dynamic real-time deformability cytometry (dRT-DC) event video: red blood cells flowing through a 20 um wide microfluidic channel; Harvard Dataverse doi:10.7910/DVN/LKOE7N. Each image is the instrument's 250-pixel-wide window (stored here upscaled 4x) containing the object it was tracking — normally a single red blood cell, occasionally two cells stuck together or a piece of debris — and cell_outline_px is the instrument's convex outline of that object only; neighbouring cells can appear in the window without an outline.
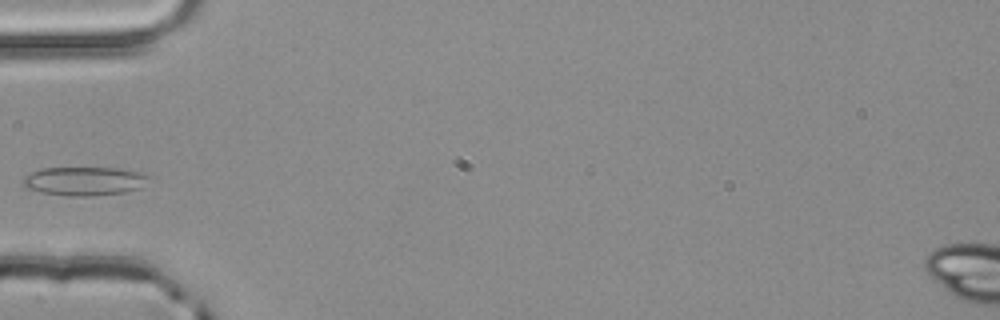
{"species": "common noctule bat (a hibernating species)", "species_latin": "Nyctalus noctula", "temperature_condition": "room temperature", "stored_images_in_passage": 3, "camera_frame_rate_fps": 3000, "um_per_image_px": 0.085, "animal": {"sex": "male", "body_mass_g": 20.4}, "frame": {"image": 1, "passage_image": 3, "time_ms": 0.667, "image_size_px": [1000, 320], "cell_outline_px": [[152, 176], [140, 188], [124, 192], [92, 196], [72, 196], [44, 192], [28, 188], [24, 184], [24, 176], [40, 168], [120, 168]], "centroid_in_image_um": [7.2, 15.38], "position_along_channel_um": 77.8, "area_um2": 20.75}}